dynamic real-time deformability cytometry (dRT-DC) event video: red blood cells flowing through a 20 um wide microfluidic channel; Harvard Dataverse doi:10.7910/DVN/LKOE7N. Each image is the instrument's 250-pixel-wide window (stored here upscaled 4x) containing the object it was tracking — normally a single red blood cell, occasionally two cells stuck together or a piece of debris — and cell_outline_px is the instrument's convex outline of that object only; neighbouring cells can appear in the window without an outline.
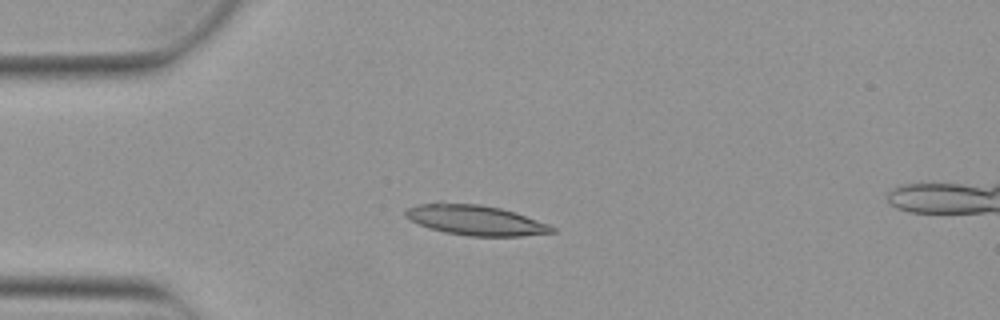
{"species": "Egyptian fruit bat (a non-hibernating species)", "species_latin": "Rousettus aegyptiacus", "temperature_condition": "warm", "stored_images_in_passage": 5, "camera_frame_rate_fps": 3000, "um_per_image_px": 0.085, "animal": {"sex": "female"}, "frame": {"image": 1, "passage_image": 3, "time_ms": 0.667, "image_size_px": [1000, 320], "cell_outline_px": [[556, 232], [520, 236], [468, 236], [444, 232], [428, 228], [404, 216], [404, 212], [408, 208], [416, 204], [440, 200], [480, 204], [500, 208], [516, 212], [548, 224], [556, 228]], "centroid_in_image_um": [40.36, 18.68], "position_along_channel_um": 44.6, "area_um2": 26.3}}
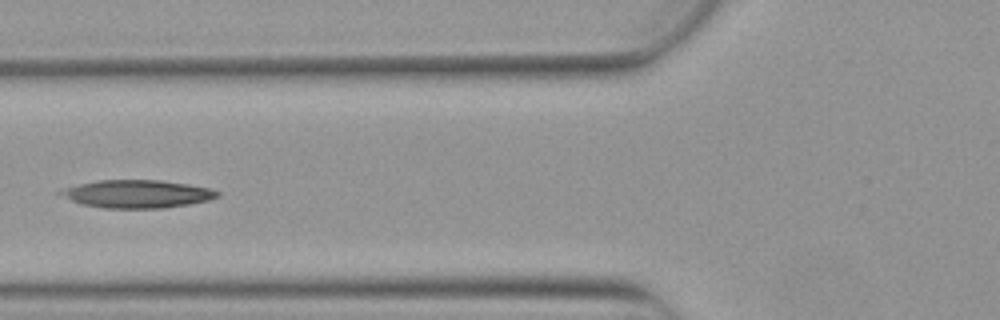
{"frame": {"image": 2, "passage_image": 5, "time_ms": 1.333, "image_size_px": [1000, 320], "cell_outline_px": [[220, 196], [208, 200], [188, 204], [164, 208], [104, 208], [84, 204], [72, 200], [56, 192], [60, 188], [96, 180], [160, 180], [188, 184], [212, 188], [220, 192]], "centroid_in_image_um": [11.66, 16.47], "position_along_channel_um": 114.1, "area_um2": 25.55}}